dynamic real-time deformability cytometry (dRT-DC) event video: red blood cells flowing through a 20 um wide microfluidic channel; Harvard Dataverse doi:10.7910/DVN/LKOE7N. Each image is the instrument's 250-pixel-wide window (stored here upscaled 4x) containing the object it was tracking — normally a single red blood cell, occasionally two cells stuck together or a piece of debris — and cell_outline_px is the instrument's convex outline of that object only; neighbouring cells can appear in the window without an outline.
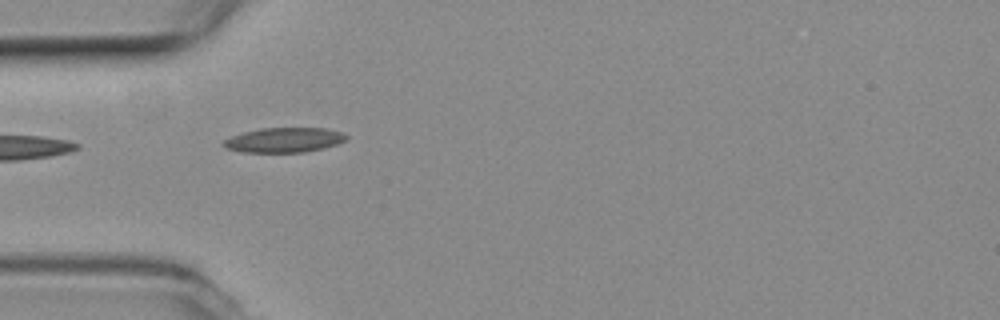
{"species": "common noctule bat (a hibernating species)", "species_latin": "Nyctalus noctula", "temperature_condition": "room temperature", "stored_images_in_passage": 5, "camera_frame_rate_fps": 3000, "um_per_image_px": 0.085, "animal": {"sex": "female", "body_mass_g": 19.3, "forearm_length_mm": 54.1}, "frame": {"image": 1, "passage_image": 4, "time_ms": 1.0, "image_size_px": [1000, 320], "cell_outline_px": [[348, 140], [324, 148], [304, 152], [240, 152], [224, 148], [220, 144], [224, 140], [232, 136], [244, 132], [260, 128], [324, 128], [344, 132], [348, 136]], "centroid_in_image_um": [24.15, 11.9], "position_along_channel_um": 60.8, "area_um2": 17.92}}